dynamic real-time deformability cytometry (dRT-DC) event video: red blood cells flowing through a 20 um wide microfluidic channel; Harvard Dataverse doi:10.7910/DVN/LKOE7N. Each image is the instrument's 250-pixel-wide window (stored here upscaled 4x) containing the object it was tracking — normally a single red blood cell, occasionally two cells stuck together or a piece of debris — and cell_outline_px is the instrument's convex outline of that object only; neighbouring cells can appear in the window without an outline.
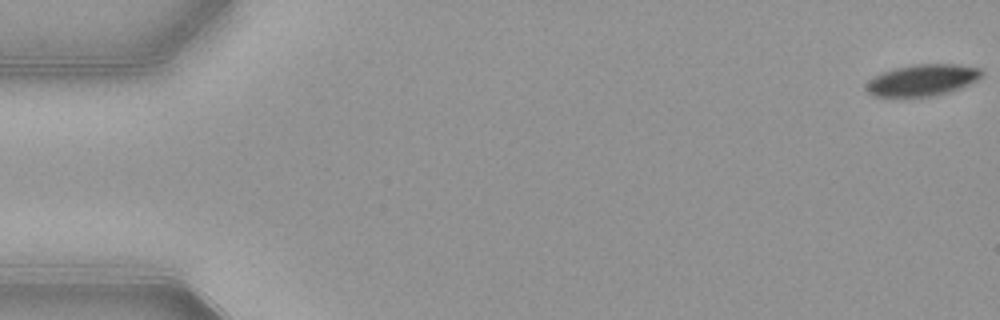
{"species": "common noctule bat (a hibernating species)", "species_latin": "Nyctalus noctula", "temperature_condition": "warm", "stored_images_in_passage": 11, "camera_frame_rate_fps": 3000, "um_per_image_px": 0.085, "animal": {"sex": "female", "body_mass_g": 21.9}, "frame": {"image": 1, "passage_image": 1, "time_ms": 0.0, "image_size_px": [1000, 320], "cell_outline_px": [[984, 76], [960, 88], [948, 92], [932, 96], [872, 96], [864, 88], [864, 84], [868, 80], [880, 72], [912, 64], [960, 64], [980, 68], [984, 72]], "centroid_in_image_um": [78.39, 6.79], "position_along_channel_um": 6.6, "area_um2": 21.39}}